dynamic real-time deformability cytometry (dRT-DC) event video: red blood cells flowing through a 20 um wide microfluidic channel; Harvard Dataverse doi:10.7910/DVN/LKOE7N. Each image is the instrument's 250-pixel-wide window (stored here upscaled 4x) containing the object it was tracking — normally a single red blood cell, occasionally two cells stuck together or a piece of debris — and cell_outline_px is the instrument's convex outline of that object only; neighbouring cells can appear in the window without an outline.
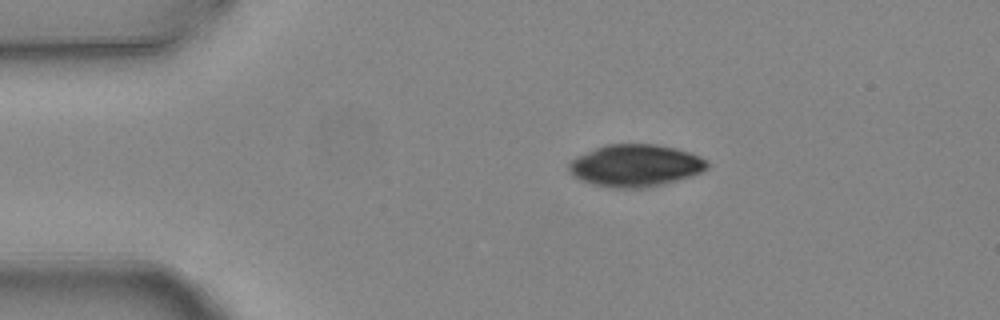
{"species": "common noctule bat (a hibernating species)", "species_latin": "Nyctalus noctula", "temperature_condition": "warm", "stored_images_in_passage": 4, "camera_frame_rate_fps": 3000, "um_per_image_px": 0.085, "animal": {"sex": "female", "body_mass_g": 24.6, "forearm_length_mm": 56.2}, "frame": {"image": 1, "passage_image": 2, "time_ms": 0.333, "image_size_px": [1000, 320], "cell_outline_px": [[708, 168], [704, 172], [692, 176], [664, 184], [648, 188], [612, 188], [592, 184], [580, 180], [572, 176], [568, 168], [568, 164], [576, 156], [596, 148], [608, 144], [656, 144], [676, 148], [700, 156], [708, 160]], "centroid_in_image_um": [54.03, 14.08], "position_along_channel_um": 31.0, "area_um2": 34.33}}